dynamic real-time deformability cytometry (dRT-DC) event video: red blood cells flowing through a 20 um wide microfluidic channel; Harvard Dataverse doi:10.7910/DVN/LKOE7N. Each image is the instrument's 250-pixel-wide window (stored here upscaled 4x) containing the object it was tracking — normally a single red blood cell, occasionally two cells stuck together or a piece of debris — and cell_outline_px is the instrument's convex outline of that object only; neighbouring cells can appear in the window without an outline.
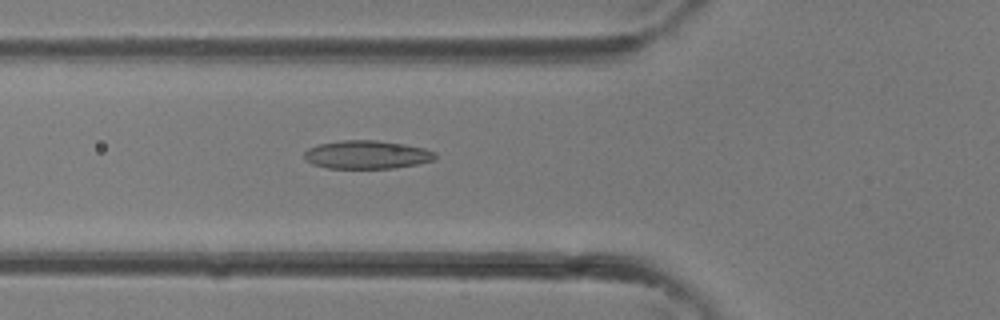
{"species": "common noctule bat (a hibernating species)", "species_latin": "Nyctalus noctula", "temperature_condition": "room temperature", "stored_images_in_passage": 27, "camera_frame_rate_fps": 3000, "um_per_image_px": 0.085, "animal": {"sex": "female"}, "frame": {"image": 1, "passage_image": 4, "time_ms": 1.0, "image_size_px": [1000, 320], "cell_outline_px": [[436, 160], [416, 164], [392, 168], [328, 168], [312, 164], [304, 160], [304, 152], [308, 148], [320, 144], [340, 140], [376, 140], [404, 144], [424, 148], [436, 152]], "centroid_in_image_um": [31.18, 13.14], "position_along_channel_um": 94.6, "area_um2": 21.68}}
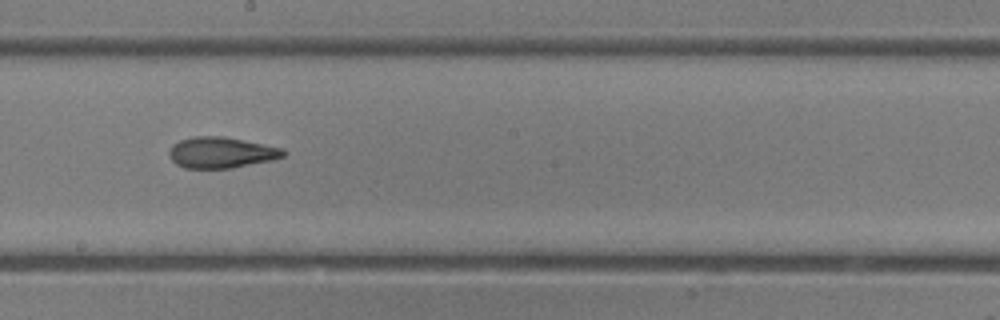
{"frame": {"image": 2, "passage_image": 11, "time_ms": 3.333, "image_size_px": [1000, 320], "cell_outline_px": [[288, 152], [284, 156], [272, 160], [232, 168], [184, 168], [176, 164], [172, 160], [168, 152], [172, 144], [180, 140], [192, 136], [224, 136], [284, 148]], "centroid_in_image_um": [18.81, 12.96], "position_along_channel_um": 229.4, "area_um2": 20.81}}
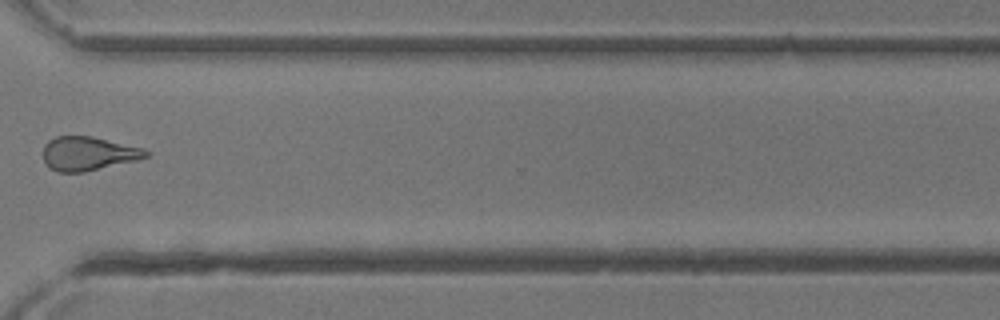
{"frame": {"image": 3, "passage_image": 18, "time_ms": 5.667, "image_size_px": [1000, 320], "cell_outline_px": [[148, 156], [136, 160], [84, 172], [56, 172], [48, 168], [44, 160], [44, 144], [48, 140], [56, 136], [92, 136], [144, 148], [148, 152]], "centroid_in_image_um": [7.47, 13.05], "position_along_channel_um": 363.1, "area_um2": 20.29}}